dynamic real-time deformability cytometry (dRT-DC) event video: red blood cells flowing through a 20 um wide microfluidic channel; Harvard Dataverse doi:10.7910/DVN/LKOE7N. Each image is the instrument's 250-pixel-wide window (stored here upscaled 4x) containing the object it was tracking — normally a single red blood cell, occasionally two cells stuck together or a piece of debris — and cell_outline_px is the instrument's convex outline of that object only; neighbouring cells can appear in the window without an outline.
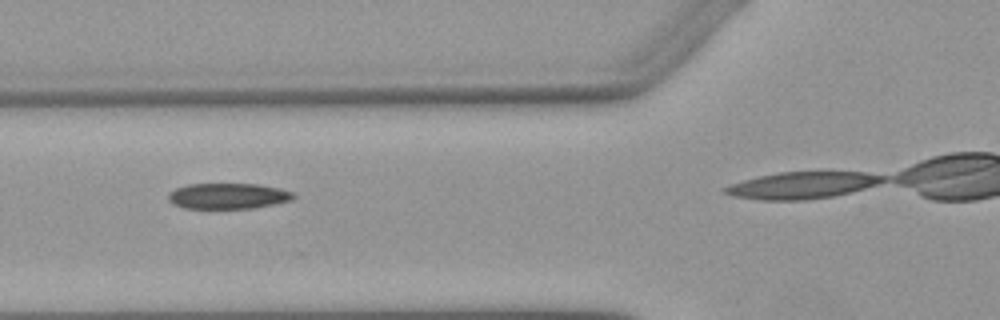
{"species": "Egyptian fruit bat (a non-hibernating species)", "species_latin": "Rousettus aegyptiacus", "temperature_condition": "warm", "stored_images_in_passage": 35, "camera_frame_rate_fps": 3000, "um_per_image_px": 0.085, "animal": {"sex": "female"}, "frame": {"image": 1, "passage_image": 13, "time_ms": 4.0, "image_size_px": [1000, 320], "cell_outline_px": [[296, 196], [292, 200], [252, 208], [184, 208], [172, 204], [168, 200], [168, 192], [176, 188], [188, 184], [256, 184], [280, 188], [292, 192]], "centroid_in_image_um": [19.35, 16.66], "position_along_channel_um": 106.5, "area_um2": 18.73}}
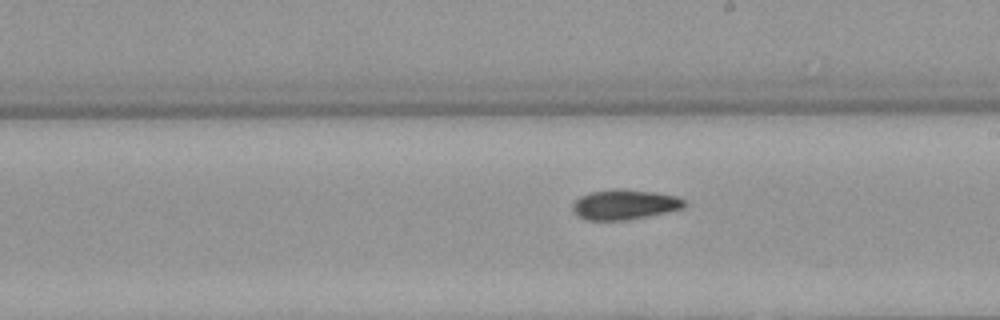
{"frame": {"image": 2, "passage_image": 23, "time_ms": 7.333, "image_size_px": [1000, 320], "cell_outline_px": [[688, 204], [684, 208], [668, 212], [628, 220], [588, 220], [576, 216], [572, 212], [572, 204], [580, 196], [592, 192], [616, 188], [656, 192], [676, 196], [688, 200]], "centroid_in_image_um": [53.12, 17.39], "position_along_channel_um": 235.9, "area_um2": 19.88}}
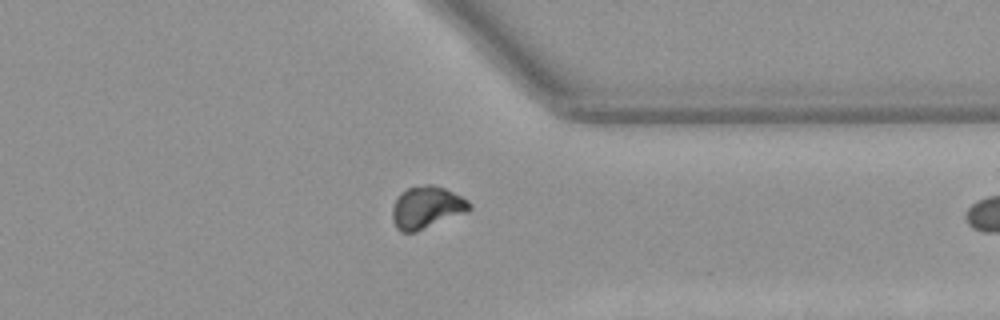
{"frame": {"image": 3, "passage_image": 34, "time_ms": 11.0, "image_size_px": [1000, 320], "cell_outline_px": [[472, 208], [468, 212], [416, 232], [400, 232], [396, 228], [392, 220], [392, 208], [400, 192], [408, 188], [428, 184], [432, 184], [444, 188], [468, 200], [472, 204]], "centroid_in_image_um": [36.27, 17.65], "position_along_channel_um": 375.1, "area_um2": 19.07}}